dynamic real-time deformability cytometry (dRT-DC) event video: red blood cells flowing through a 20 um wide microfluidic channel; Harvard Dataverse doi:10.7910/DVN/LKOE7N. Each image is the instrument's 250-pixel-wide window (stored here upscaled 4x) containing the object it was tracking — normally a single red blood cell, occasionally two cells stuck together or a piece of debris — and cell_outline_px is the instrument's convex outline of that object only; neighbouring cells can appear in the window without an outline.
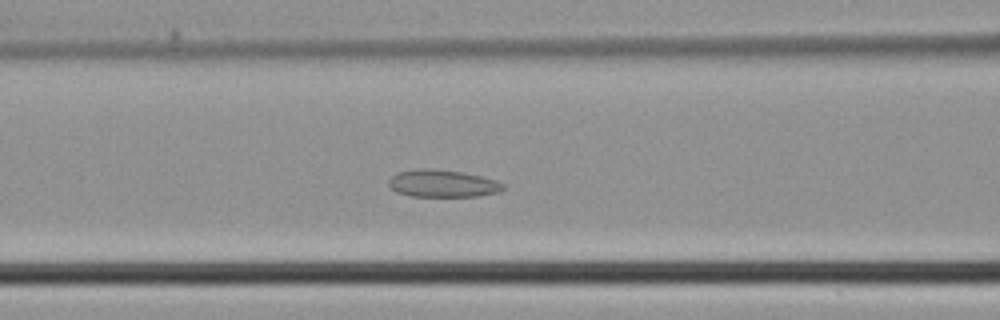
{"species": "common noctule bat (a hibernating species)", "species_latin": "Nyctalus noctula", "temperature_condition": "cold", "stored_images_in_passage": 40, "camera_frame_rate_fps": 3000, "um_per_image_px": 0.085, "animal": {"sex": "male", "body_mass_g": 21.5, "forearm_length_mm": 52.0}, "frame": {"image": 1, "passage_image": 13, "time_ms": 4.0, "image_size_px": [1000, 320], "cell_outline_px": [[508, 188], [500, 192], [480, 196], [412, 196], [396, 192], [388, 184], [388, 180], [392, 176], [400, 172], [420, 168], [428, 168], [460, 172], [480, 176], [496, 180], [504, 184]], "centroid_in_image_um": [37.67, 15.61], "position_along_channel_um": 128.9, "area_um2": 18.21}}
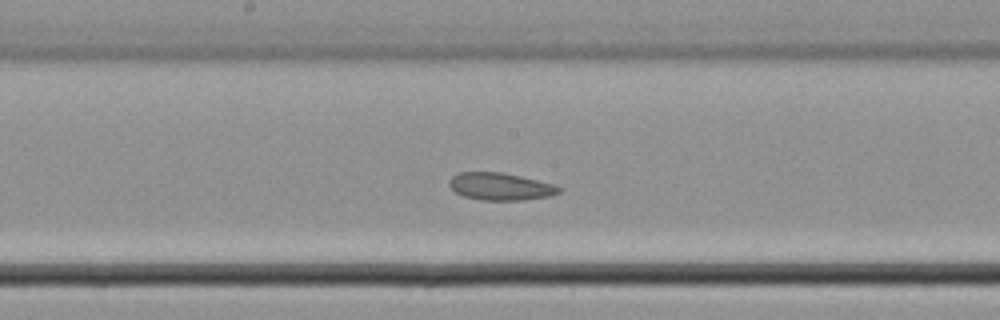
{"frame": {"image": 2, "passage_image": 18, "time_ms": 5.667, "image_size_px": [1000, 320], "cell_outline_px": [[564, 188], [560, 192], [548, 196], [524, 200], [484, 200], [464, 196], [456, 192], [448, 184], [448, 180], [452, 176], [460, 172], [500, 172], [520, 176], [556, 184]], "centroid_in_image_um": [42.56, 15.85], "position_along_channel_um": 205.6, "area_um2": 17.51}}
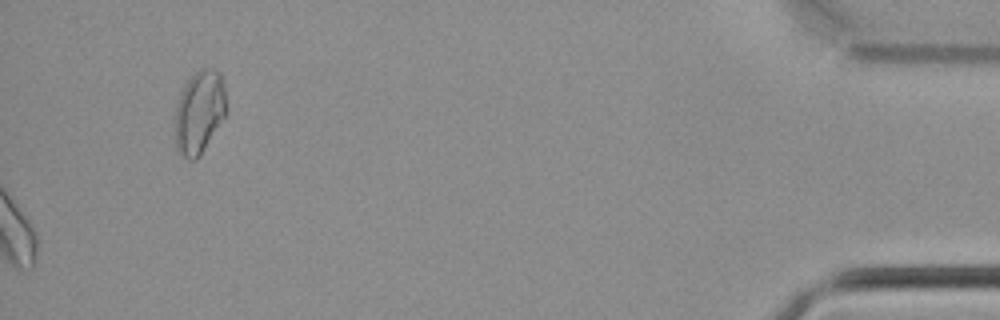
{"frame": {"image": 3, "passage_image": 40, "time_ms": 13.0, "image_size_px": [1000, 320], "cell_outline_px": [[224, 116], [200, 156], [196, 160], [188, 160], [176, 148], [176, 104], [180, 92], [184, 84], [200, 68], [216, 68], [220, 72], [224, 84]], "centroid_in_image_um": [16.93, 9.5], "position_along_channel_um": 418.3, "area_um2": 24.45}}